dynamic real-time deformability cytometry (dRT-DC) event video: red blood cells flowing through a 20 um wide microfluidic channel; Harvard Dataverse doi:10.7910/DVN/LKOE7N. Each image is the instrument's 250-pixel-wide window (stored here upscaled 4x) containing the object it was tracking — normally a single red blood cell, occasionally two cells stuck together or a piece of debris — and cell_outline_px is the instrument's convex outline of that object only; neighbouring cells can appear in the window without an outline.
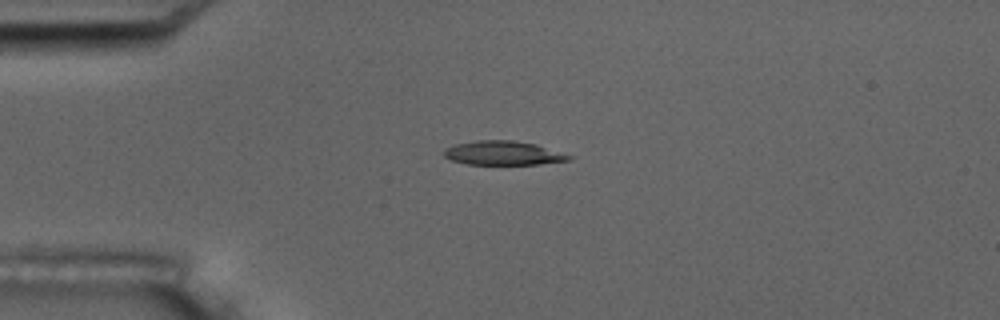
{"species": "common noctule bat (a hibernating species)", "species_latin": "Nyctalus noctula", "temperature_condition": "room temperature", "stored_images_in_passage": 1, "camera_frame_rate_fps": 3000, "um_per_image_px": 0.085, "animal": {"sex": "male", "body_mass_g": 17.5, "forearm_length_mm": 52.3}, "frame": {"image": 1, "passage_image": 1, "time_ms": 0.0, "image_size_px": [1000, 320], "cell_outline_px": [[572, 160], [540, 164], [468, 164], [452, 160], [444, 156], [444, 148], [452, 144], [476, 140], [512, 140], [536, 144], [572, 156]], "centroid_in_image_um": [42.74, 13.0], "position_along_channel_um": 42.3, "area_um2": 17.51}}